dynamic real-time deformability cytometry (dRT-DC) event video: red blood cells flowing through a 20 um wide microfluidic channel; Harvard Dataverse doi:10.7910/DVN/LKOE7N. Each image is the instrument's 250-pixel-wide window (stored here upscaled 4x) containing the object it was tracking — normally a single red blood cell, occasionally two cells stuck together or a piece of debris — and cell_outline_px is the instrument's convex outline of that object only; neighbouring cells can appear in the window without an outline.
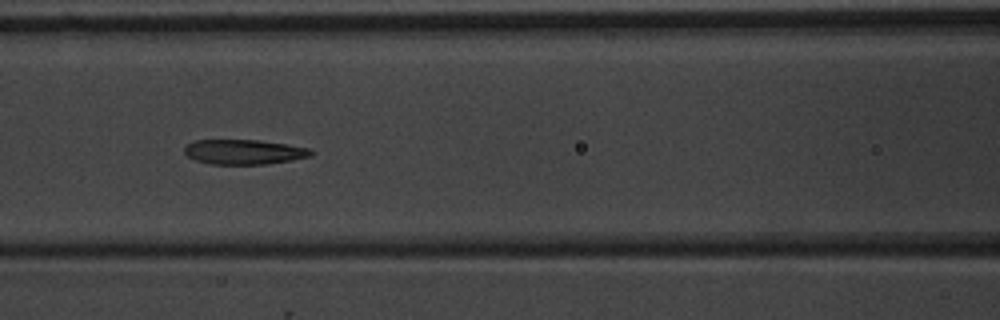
{"species": "common noctule bat (a hibernating species)", "species_latin": "Nyctalus noctula", "temperature_condition": "warm", "stored_images_in_passage": 9, "camera_frame_rate_fps": 3000, "um_per_image_px": 0.085, "animal": {"sex": "male", "body_mass_g": 20.1, "forearm_length_mm": 53.5}, "frame": {"image": 1, "passage_image": 7, "time_ms": 7.0, "image_size_px": [1000, 320], "cell_outline_px": [[316, 152], [312, 156], [292, 160], [264, 164], [212, 164], [196, 160], [188, 156], [184, 152], [184, 148], [188, 144], [196, 140], [260, 140], [312, 148]], "centroid_in_image_um": [20.81, 12.91], "position_along_channel_um": 145.8, "area_um2": 18.38}}
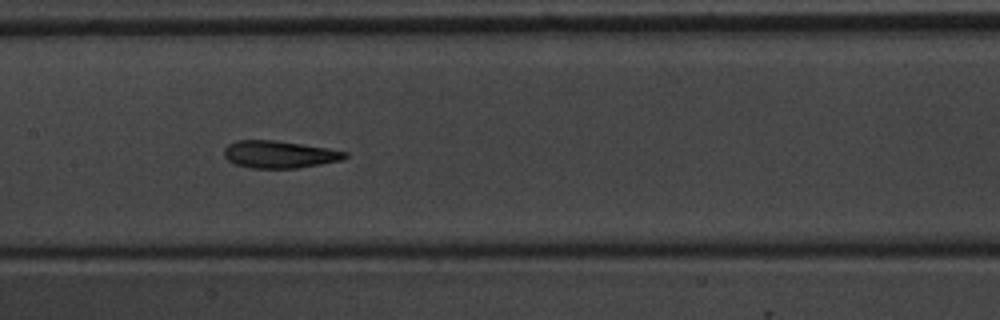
{"frame": {"image": 2, "passage_image": 8, "time_ms": 8.0, "image_size_px": [1000, 320], "cell_outline_px": [[348, 156], [344, 160], [296, 168], [252, 168], [236, 164], [228, 160], [224, 156], [224, 148], [228, 144], [236, 140], [272, 140], [328, 148], [348, 152]], "centroid_in_image_um": [23.75, 13.12], "position_along_channel_um": 183.6, "area_um2": 19.19}}
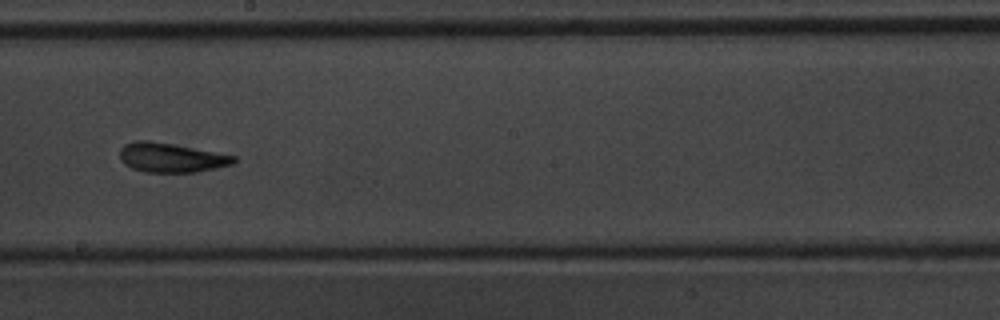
{"frame": {"image": 3, "passage_image": 9, "time_ms": 9.333, "image_size_px": [1000, 320], "cell_outline_px": [[236, 160], [232, 164], [216, 168], [196, 172], [144, 172], [132, 168], [124, 164], [120, 160], [120, 148], [124, 144], [136, 140], [148, 140], [172, 144], [216, 152], [236, 156]], "centroid_in_image_um": [14.51, 13.4], "position_along_channel_um": 233.7, "area_um2": 19.48}}